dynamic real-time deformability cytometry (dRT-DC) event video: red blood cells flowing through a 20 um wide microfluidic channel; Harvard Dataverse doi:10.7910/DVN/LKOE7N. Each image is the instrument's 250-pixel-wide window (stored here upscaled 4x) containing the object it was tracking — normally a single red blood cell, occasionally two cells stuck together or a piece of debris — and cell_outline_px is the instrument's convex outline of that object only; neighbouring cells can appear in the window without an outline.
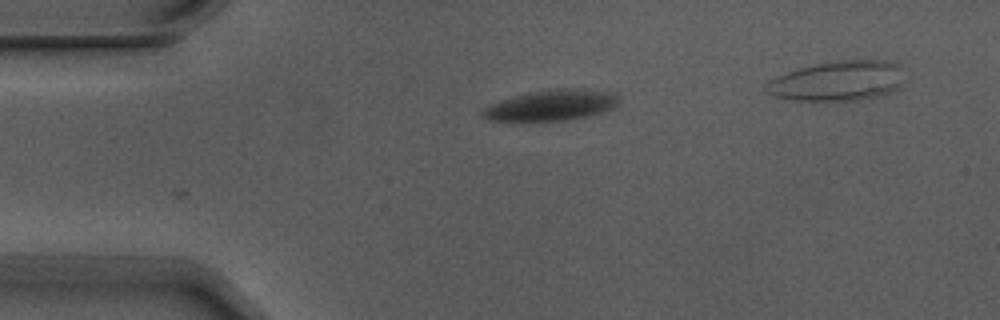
{"species": "Egyptian fruit bat (a non-hibernating species)", "species_latin": "Rousettus aegyptiacus", "temperature_condition": "warm", "stored_images_in_passage": 2, "camera_frame_rate_fps": 3000, "um_per_image_px": 0.085, "animal": {"sex": "male"}, "frame": {"image": 1, "passage_image": 2, "time_ms": 0.333, "image_size_px": [1000, 320], "cell_outline_px": [[620, 100], [612, 108], [604, 112], [572, 120], [488, 120], [480, 112], [484, 108], [492, 104], [516, 96], [532, 92], [556, 88], [572, 88], [612, 92]], "centroid_in_image_um": [46.93, 8.95], "position_along_channel_um": 38.1, "area_um2": 23.87}}